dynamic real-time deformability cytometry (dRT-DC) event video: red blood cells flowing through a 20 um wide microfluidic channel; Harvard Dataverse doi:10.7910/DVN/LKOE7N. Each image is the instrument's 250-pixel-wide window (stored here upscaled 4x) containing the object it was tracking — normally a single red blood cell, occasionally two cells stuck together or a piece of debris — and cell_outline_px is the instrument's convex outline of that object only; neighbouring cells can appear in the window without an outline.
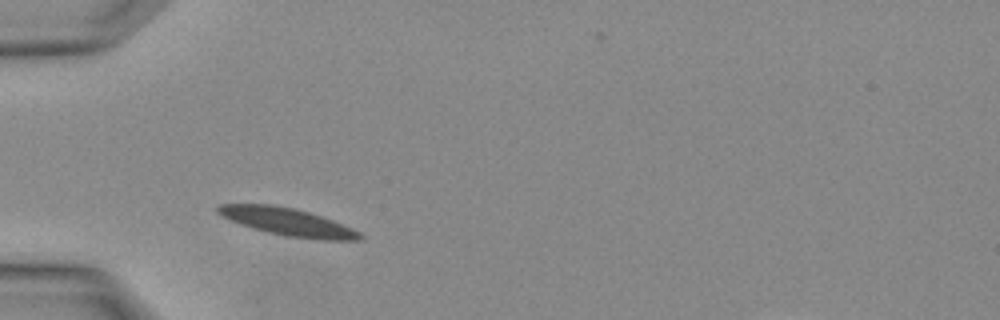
{"species": "Egyptian fruit bat (a non-hibernating species)", "species_latin": "Rousettus aegyptiacus", "temperature_condition": "warm", "stored_images_in_passage": 2, "camera_frame_rate_fps": 3000, "um_per_image_px": 0.085, "animal": {"sex": "female"}, "frame": {"image": 1, "passage_image": 2, "time_ms": 0.333, "image_size_px": [1000, 320], "cell_outline_px": [[364, 236], [360, 240], [320, 240], [288, 236], [268, 232], [252, 228], [240, 224], [216, 212], [216, 208], [220, 204], [272, 204], [296, 208], [332, 220], [352, 228], [360, 232]], "centroid_in_image_um": [24.47, 18.86], "position_along_channel_um": 60.5, "area_um2": 22.66}}